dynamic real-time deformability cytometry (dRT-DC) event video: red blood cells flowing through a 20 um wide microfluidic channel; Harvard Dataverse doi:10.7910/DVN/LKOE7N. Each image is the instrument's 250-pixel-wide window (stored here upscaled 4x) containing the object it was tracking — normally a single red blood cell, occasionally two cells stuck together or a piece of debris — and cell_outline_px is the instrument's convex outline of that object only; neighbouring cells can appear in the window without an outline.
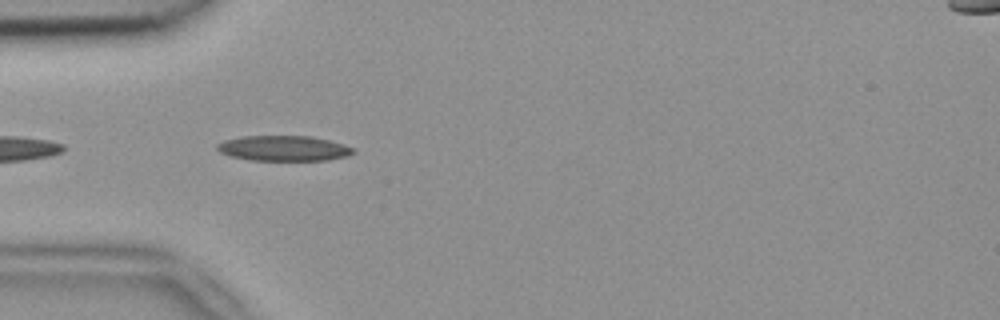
{"species": "common noctule bat (a hibernating species)", "species_latin": "Nyctalus noctula", "temperature_condition": "room temperature", "stored_images_in_passage": 3, "camera_frame_rate_fps": 3000, "um_per_image_px": 0.085, "animal": {"sex": "female", "body_mass_g": 18.4}, "frame": {"image": 1, "passage_image": 2, "time_ms": 0.333, "image_size_px": [1000, 320], "cell_outline_px": [[356, 152], [348, 156], [328, 160], [252, 160], [232, 156], [220, 152], [216, 148], [216, 144], [224, 140], [244, 136], [312, 136], [344, 144], [356, 148]], "centroid_in_image_um": [24.16, 12.6], "position_along_channel_um": 60.8, "area_um2": 20.11}}